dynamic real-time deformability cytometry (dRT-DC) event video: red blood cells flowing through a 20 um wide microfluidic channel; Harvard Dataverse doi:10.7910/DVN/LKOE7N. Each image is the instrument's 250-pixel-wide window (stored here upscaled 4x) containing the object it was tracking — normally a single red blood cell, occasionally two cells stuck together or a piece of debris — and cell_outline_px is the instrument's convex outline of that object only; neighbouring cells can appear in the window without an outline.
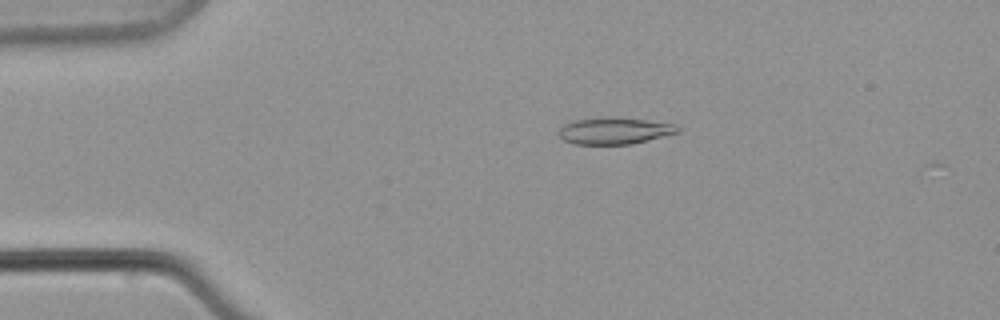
{"species": "common noctule bat (a hibernating species)", "species_latin": "Nyctalus noctula", "temperature_condition": "warm", "stored_images_in_passage": 5, "camera_frame_rate_fps": 3000, "um_per_image_px": 0.085, "animal": {"sex": "male", "body_mass_g": 21.5, "forearm_length_mm": 52.0}, "frame": {"image": 1, "passage_image": 2, "time_ms": 1.333, "image_size_px": [1000, 320], "cell_outline_px": [[680, 132], [632, 144], [572, 144], [564, 140], [560, 136], [560, 128], [564, 124], [572, 120], [644, 120], [676, 124], [680, 128]], "centroid_in_image_um": [52.26, 11.17], "position_along_channel_um": 32.7, "area_um2": 17.51}}